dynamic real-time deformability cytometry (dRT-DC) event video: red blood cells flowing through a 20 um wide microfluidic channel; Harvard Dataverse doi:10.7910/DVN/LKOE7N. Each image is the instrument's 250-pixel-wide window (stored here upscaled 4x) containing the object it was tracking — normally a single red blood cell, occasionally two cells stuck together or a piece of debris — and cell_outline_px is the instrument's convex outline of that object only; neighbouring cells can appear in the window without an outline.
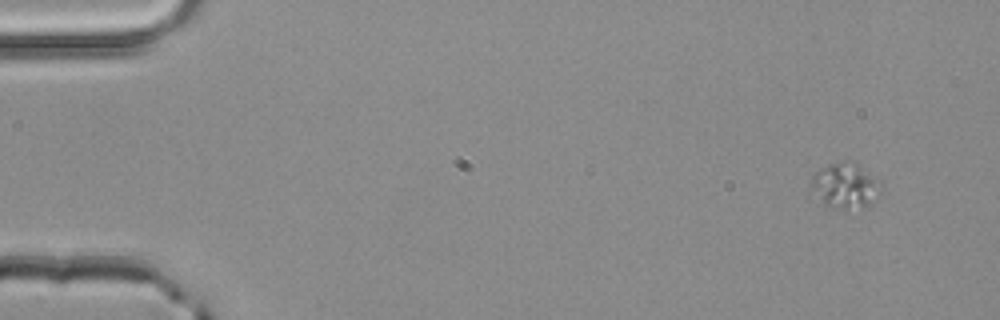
{"species": "common noctule bat (a hibernating species)", "species_latin": "Nyctalus noctula", "temperature_condition": "room temperature", "stored_images_in_passage": 4, "camera_frame_rate_fps": 3000, "um_per_image_px": 0.085, "animal": {"sex": "male", "body_mass_g": 20.4}, "frame": {"image": 1, "passage_image": 1, "time_ms": 0.0, "image_size_px": [1000, 320], "cell_outline_px": [[884, 184], [868, 204], [844, 208], [832, 208], [824, 204], [808, 192], [812, 176], [820, 168], [844, 160], [852, 160], [880, 180]], "centroid_in_image_um": [71.76, 15.74], "position_along_channel_um": 13.2, "area_um2": 18.38}}